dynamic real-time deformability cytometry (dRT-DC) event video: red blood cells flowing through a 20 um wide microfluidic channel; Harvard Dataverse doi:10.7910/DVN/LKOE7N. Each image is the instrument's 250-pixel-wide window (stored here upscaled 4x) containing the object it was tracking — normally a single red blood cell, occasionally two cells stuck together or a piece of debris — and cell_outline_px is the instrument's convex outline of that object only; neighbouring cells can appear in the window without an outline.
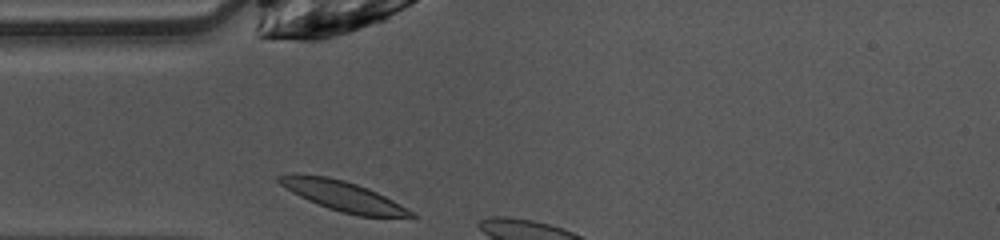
{"species": "common noctule bat (a hibernating species)", "species_latin": "Nyctalus noctula", "temperature_condition": "warm", "stored_images_in_passage": 3, "camera_frame_rate_fps": 3000, "um_per_image_px": 0.085, "animal": {"sex": "female", "body_mass_g": 10.0, "forearm_length_mm": 53.1}, "frame": {"image": 1, "passage_image": 1, "time_ms": 0.0, "image_size_px": [1000, 240], "cell_outline_px": [[420, 216], [416, 220], [360, 216], [340, 212], [328, 208], [308, 200], [292, 192], [280, 184], [276, 180], [276, 176], [296, 172], [328, 176], [344, 180], [368, 188], [392, 200]], "centroid_in_image_um": [29.23, 16.69], "position_along_channel_um": 55.8, "area_um2": 23.76}}